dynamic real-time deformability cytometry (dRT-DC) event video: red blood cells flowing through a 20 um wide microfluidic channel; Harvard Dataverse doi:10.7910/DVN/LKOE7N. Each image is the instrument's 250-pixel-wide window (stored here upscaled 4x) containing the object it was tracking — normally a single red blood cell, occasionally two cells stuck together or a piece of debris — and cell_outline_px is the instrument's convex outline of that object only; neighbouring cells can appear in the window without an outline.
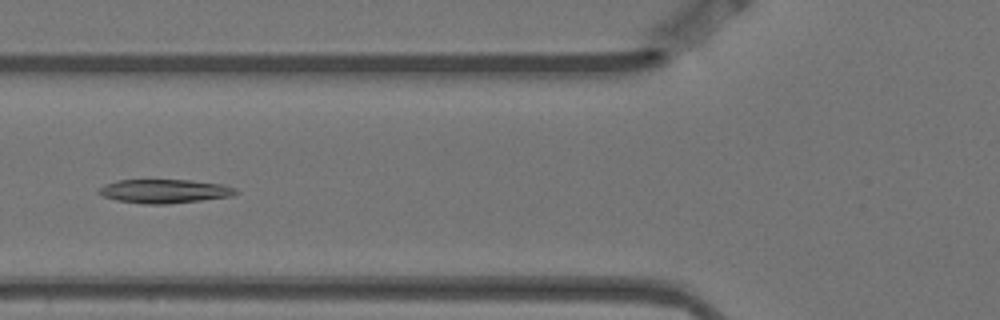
{"species": "Egyptian fruit bat (a non-hibernating species)", "species_latin": "Rousettus aegyptiacus", "temperature_condition": "warm", "stored_images_in_passage": 13, "camera_frame_rate_fps": 3000, "um_per_image_px": 0.085, "animal": {"sex": "female"}, "frame": {"image": 1, "passage_image": 4, "time_ms": 1.0, "image_size_px": [1000, 320], "cell_outline_px": [[236, 192], [232, 196], [200, 200], [164, 204], [148, 204], [116, 200], [104, 196], [96, 192], [104, 184], [116, 180], [188, 180], [220, 184], [236, 188]], "centroid_in_image_um": [13.93, 16.24], "position_along_channel_um": 111.9, "area_um2": 18.73}}
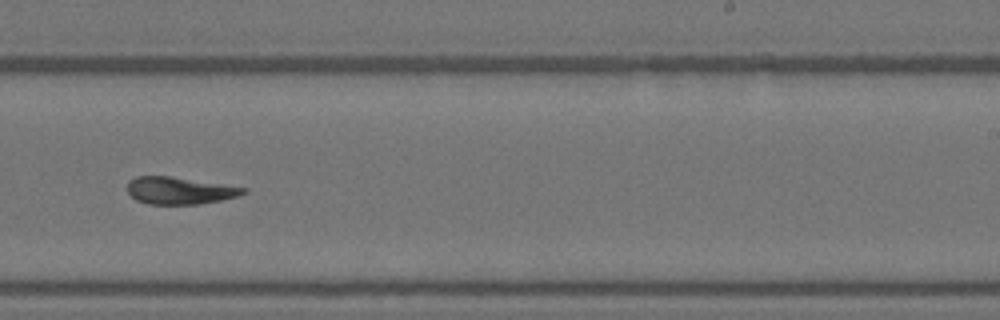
{"frame": {"image": 2, "passage_image": 8, "time_ms": 2.333, "image_size_px": [1000, 320], "cell_outline_px": [[248, 192], [236, 196], [220, 200], [196, 204], [148, 204], [136, 200], [128, 192], [128, 180], [136, 176], [172, 176], [248, 188]], "centroid_in_image_um": [15.25, 16.19], "position_along_channel_um": 273.7, "area_um2": 18.32}}
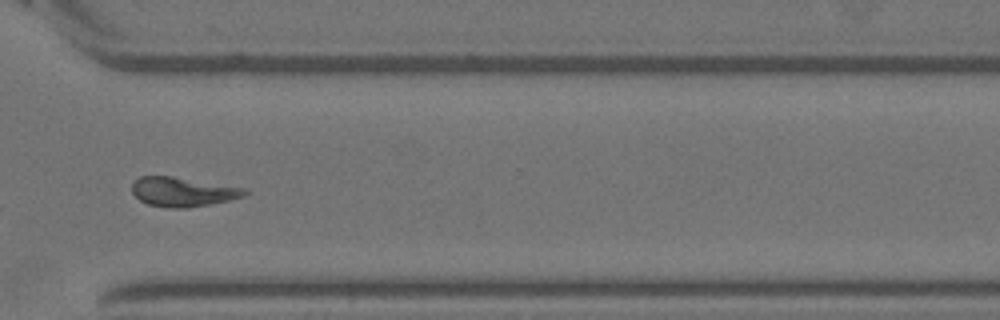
{"frame": {"image": 3, "passage_image": 10, "time_ms": 3.0, "image_size_px": [1000, 320], "cell_outline_px": [[248, 192], [244, 196], [228, 200], [208, 204], [184, 208], [168, 208], [148, 204], [140, 200], [132, 192], [132, 184], [140, 176], [172, 176], [248, 188]], "centroid_in_image_um": [15.55, 16.3], "position_along_channel_um": 355.1, "area_um2": 19.19}}